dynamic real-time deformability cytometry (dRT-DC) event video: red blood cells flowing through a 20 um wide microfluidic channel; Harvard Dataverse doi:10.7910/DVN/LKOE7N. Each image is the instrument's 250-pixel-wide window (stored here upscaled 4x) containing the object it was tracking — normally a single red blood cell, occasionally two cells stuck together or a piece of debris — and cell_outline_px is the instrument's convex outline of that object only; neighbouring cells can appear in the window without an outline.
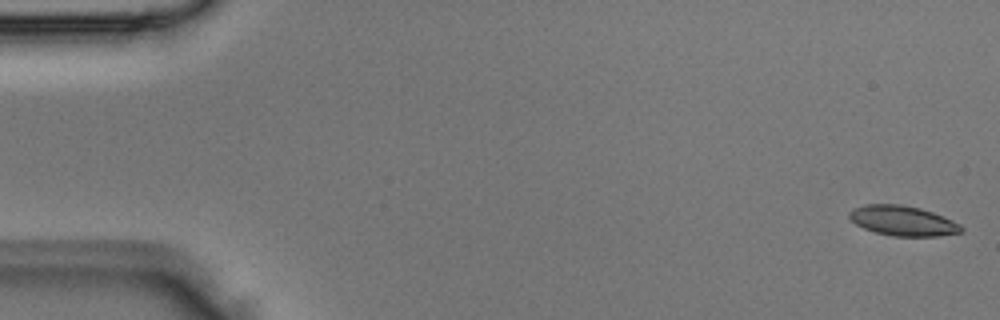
{"species": "Egyptian fruit bat (a non-hibernating species)", "species_latin": "Rousettus aegyptiacus", "temperature_condition": "room temperature", "stored_images_in_passage": 5, "camera_frame_rate_fps": 3000, "um_per_image_px": 0.085, "animal": {"sex": "male"}, "frame": {"image": 1, "passage_image": 1, "time_ms": 0.0, "image_size_px": [1000, 320], "cell_outline_px": [[964, 228], [960, 232], [936, 236], [892, 236], [876, 232], [864, 228], [856, 224], [848, 216], [848, 212], [852, 208], [864, 204], [900, 204], [920, 208], [932, 212], [952, 220], [960, 224]], "centroid_in_image_um": [76.7, 18.75], "position_along_channel_um": 8.3, "area_um2": 19.48}}
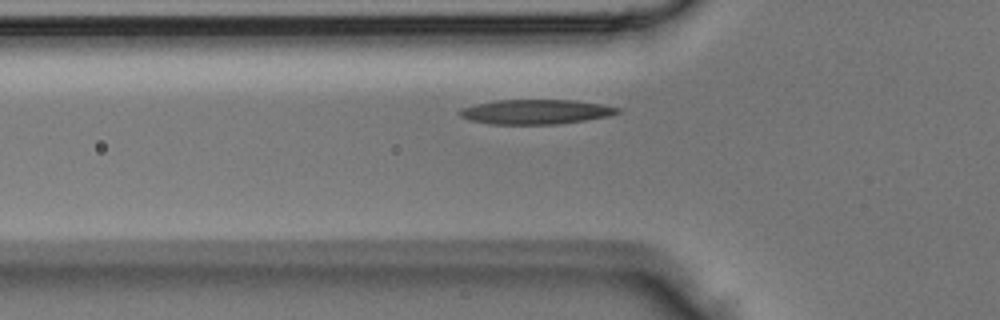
{"frame": {"image": 2, "passage_image": 5, "time_ms": 1.333, "image_size_px": [1000, 320], "cell_outline_px": [[620, 112], [608, 116], [584, 120], [556, 124], [488, 124], [472, 120], [460, 116], [456, 112], [460, 108], [476, 104], [496, 100], [572, 100], [600, 104], [620, 108]], "centroid_in_image_um": [45.49, 9.5], "position_along_channel_um": 80.3, "area_um2": 22.54}}